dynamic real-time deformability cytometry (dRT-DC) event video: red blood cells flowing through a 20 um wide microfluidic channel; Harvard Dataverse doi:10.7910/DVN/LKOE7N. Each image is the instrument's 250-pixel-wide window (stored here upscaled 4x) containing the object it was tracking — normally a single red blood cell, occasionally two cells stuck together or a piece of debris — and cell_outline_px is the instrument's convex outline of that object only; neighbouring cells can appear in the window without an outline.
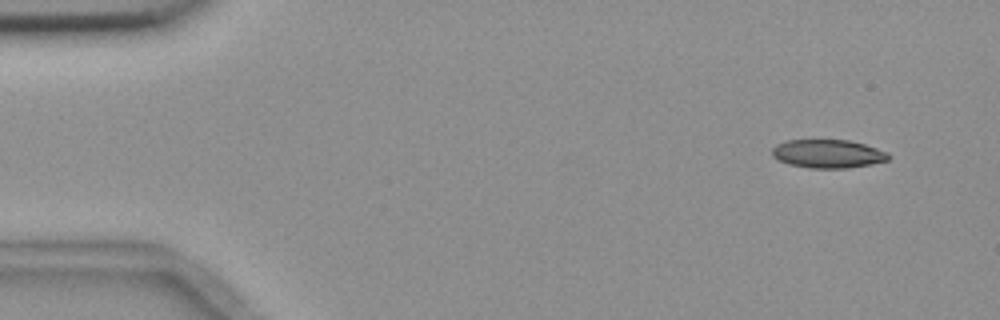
{"species": "common noctule bat (a hibernating species)", "species_latin": "Nyctalus noctula", "temperature_condition": "room temperature", "stored_images_in_passage": 5, "camera_frame_rate_fps": 3000, "um_per_image_px": 0.085, "animal": {"sex": "female", "body_mass_g": 18.4}, "frame": {"image": 1, "passage_image": 1, "time_ms": 0.0, "image_size_px": [1000, 320], "cell_outline_px": [[892, 156], [888, 160], [872, 164], [848, 168], [808, 168], [788, 164], [772, 156], [772, 148], [776, 144], [784, 140], [848, 140], [864, 144], [888, 152]], "centroid_in_image_um": [70.37, 13.07], "position_along_channel_um": 14.6, "area_um2": 19.42}}
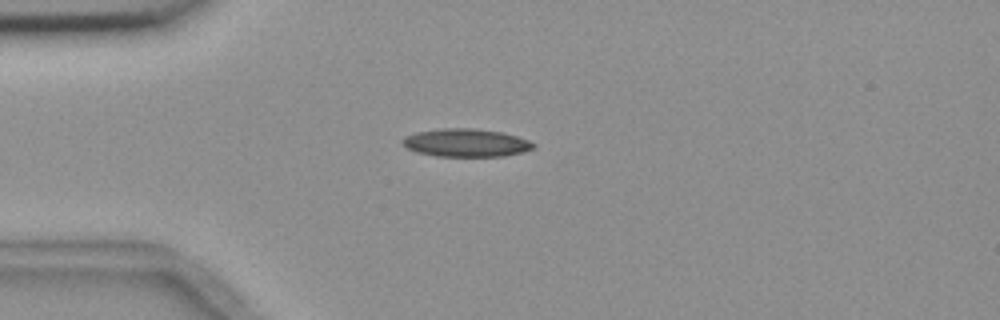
{"frame": {"image": 2, "passage_image": 3, "time_ms": 3.333, "image_size_px": [1000, 320], "cell_outline_px": [[536, 144], [532, 148], [520, 152], [504, 156], [436, 156], [416, 152], [408, 148], [400, 140], [404, 136], [416, 132], [440, 128], [472, 128], [500, 132], [516, 136], [528, 140]], "centroid_in_image_um": [39.56, 12.13], "position_along_channel_um": 45.4, "area_um2": 21.21}}
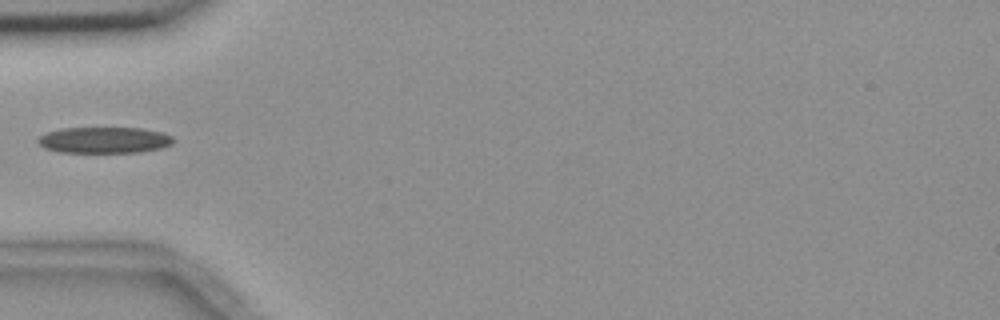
{"frame": {"image": 3, "passage_image": 4, "time_ms": 4.667, "image_size_px": [1000, 320], "cell_outline_px": [[176, 140], [172, 144], [160, 148], [140, 152], [60, 152], [44, 148], [36, 140], [40, 136], [48, 132], [60, 128], [140, 128], [164, 132], [172, 136]], "centroid_in_image_um": [8.89, 11.9], "position_along_channel_um": 76.1, "area_um2": 20.69}}